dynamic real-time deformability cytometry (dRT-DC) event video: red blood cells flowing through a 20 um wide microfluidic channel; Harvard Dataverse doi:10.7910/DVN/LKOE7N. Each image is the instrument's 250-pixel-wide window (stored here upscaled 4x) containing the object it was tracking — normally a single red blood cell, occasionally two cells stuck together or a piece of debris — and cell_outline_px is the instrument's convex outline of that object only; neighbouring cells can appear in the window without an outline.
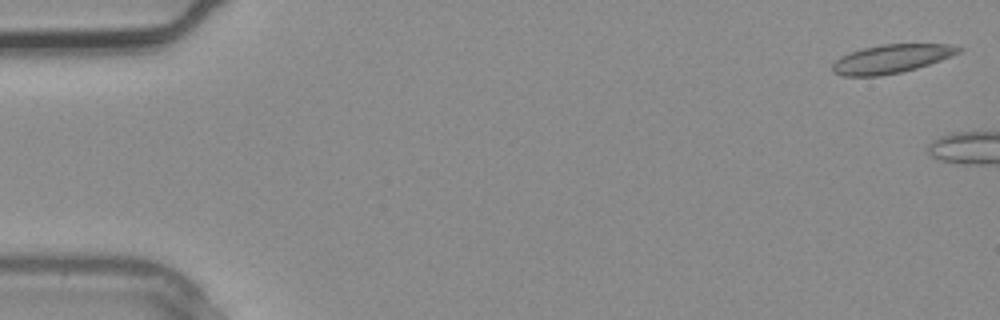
{"species": "common noctule bat (a hibernating species)", "species_latin": "Nyctalus noctula", "temperature_condition": "warm", "stored_images_in_passage": 4, "camera_frame_rate_fps": 3000, "um_per_image_px": 0.085, "animal": {"sex": "male", "body_mass_g": 20.4}, "frame": {"image": 1, "passage_image": 1, "time_ms": 0.0, "image_size_px": [1000, 320], "cell_outline_px": [[964, 48], [960, 52], [952, 56], [916, 68], [900, 72], [880, 76], [840, 76], [832, 72], [832, 64], [840, 56], [864, 48], [880, 44], [948, 44]], "centroid_in_image_um": [75.74, 5.0], "position_along_channel_um": 9.3, "area_um2": 20.98}}